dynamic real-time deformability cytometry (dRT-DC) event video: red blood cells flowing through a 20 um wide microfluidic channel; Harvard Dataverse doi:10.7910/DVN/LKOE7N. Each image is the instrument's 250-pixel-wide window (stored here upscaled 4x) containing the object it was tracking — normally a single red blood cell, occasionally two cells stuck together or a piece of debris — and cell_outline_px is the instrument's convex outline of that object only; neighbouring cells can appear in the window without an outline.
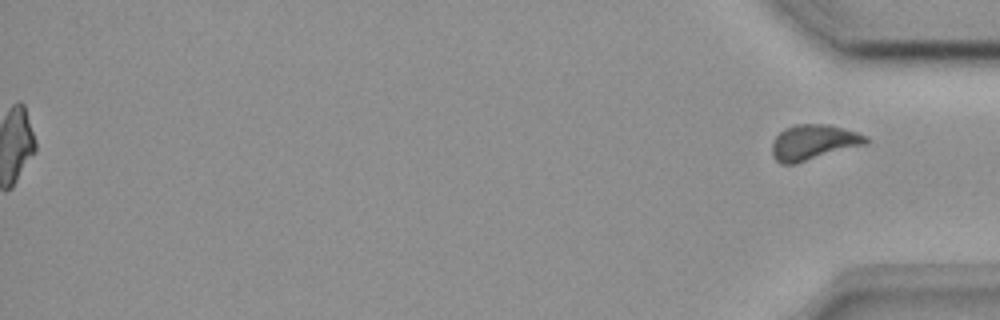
{"species": "common noctule bat (a hibernating species)", "species_latin": "Nyctalus noctula", "temperature_condition": "room temperature", "stored_images_in_passage": 44, "segment_of_instrument_passage": [2, 2], "camera_frame_rate_fps": 3000, "um_per_image_px": 0.085, "animal": {"sex": "female", "body_mass_g": 18.4}, "frame": {"image": 1, "passage_image": 44, "time_ms": 14.333, "image_size_px": [1000, 320], "cell_outline_px": [[868, 144], [796, 164], [780, 164], [772, 156], [772, 144], [776, 136], [784, 128], [796, 124], [828, 124], [856, 132], [868, 136]], "centroid_in_image_um": [69.15, 12.11], "position_along_channel_um": 366.1, "area_um2": 19.54}}